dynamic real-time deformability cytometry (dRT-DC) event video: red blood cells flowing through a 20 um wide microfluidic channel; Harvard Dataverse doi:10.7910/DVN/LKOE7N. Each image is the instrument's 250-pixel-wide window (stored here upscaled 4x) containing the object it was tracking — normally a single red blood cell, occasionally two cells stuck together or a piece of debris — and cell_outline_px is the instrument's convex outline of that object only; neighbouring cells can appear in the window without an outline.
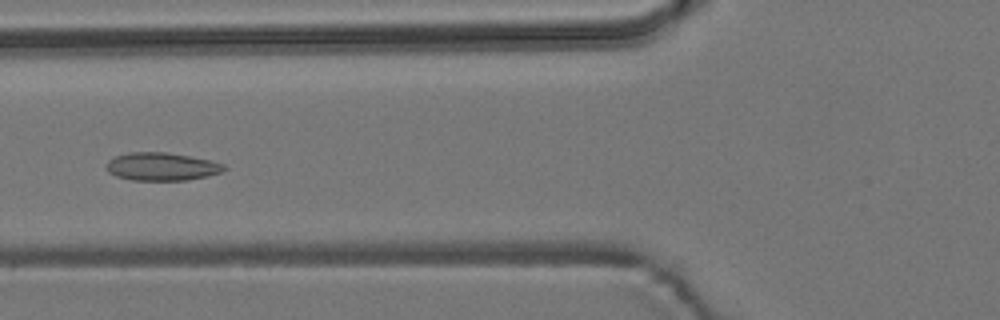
{"species": "common noctule bat (a hibernating species)", "species_latin": "Nyctalus noctula", "temperature_condition": "room temperature", "stored_images_in_passage": 52, "camera_frame_rate_fps": 3000, "um_per_image_px": 0.085, "animal": {"sex": "male", "body_mass_g": 19.2, "forearm_length_mm": 51.8}, "frame": {"image": 1, "passage_image": 18, "time_ms": 5.667, "image_size_px": [1000, 320], "cell_outline_px": [[228, 168], [220, 172], [208, 176], [188, 180], [132, 180], [116, 176], [108, 172], [108, 160], [116, 156], [128, 152], [164, 152], [188, 156], [208, 160], [224, 164]], "centroid_in_image_um": [13.75, 14.16], "position_along_channel_um": 112.1, "area_um2": 19.02}}
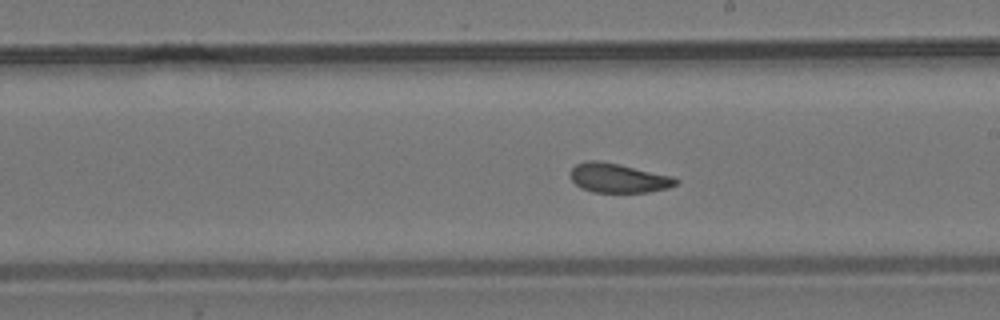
{"frame": {"image": 2, "passage_image": 28, "time_ms": 9.0, "image_size_px": [1000, 320], "cell_outline_px": [[680, 180], [676, 184], [668, 188], [648, 192], [592, 192], [580, 188], [572, 180], [568, 172], [576, 164], [588, 160], [600, 160], [620, 164], [672, 176]], "centroid_in_image_um": [52.52, 15.12], "position_along_channel_um": 236.5, "area_um2": 18.15}}
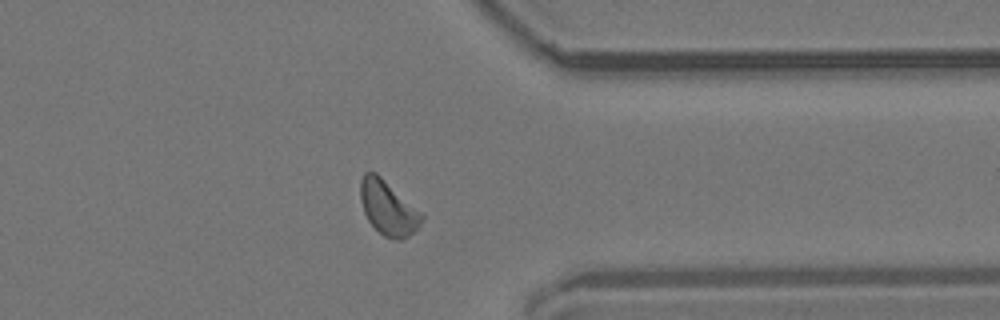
{"frame": {"image": 3, "passage_image": 40, "time_ms": 13.0, "image_size_px": [1000, 320], "cell_outline_px": [[424, 216], [420, 228], [408, 236], [400, 240], [396, 240], [384, 236], [368, 220], [364, 212], [360, 200], [360, 180], [364, 172], [376, 172], [420, 212]], "centroid_in_image_um": [32.98, 17.68], "position_along_channel_um": 378.4, "area_um2": 19.19}, "authors_computed_cell_mechanics": {"area_um2": 18.6405, "velocity_mm_per_s": 3.7402, "shape_relaxation_time_tau1_ms": 6.5161, "shape_relaxation_time_tau2_ms": 1.853, "deformation_change_tau1": 0.1316, "deformation_change_tau2": 0.081}}